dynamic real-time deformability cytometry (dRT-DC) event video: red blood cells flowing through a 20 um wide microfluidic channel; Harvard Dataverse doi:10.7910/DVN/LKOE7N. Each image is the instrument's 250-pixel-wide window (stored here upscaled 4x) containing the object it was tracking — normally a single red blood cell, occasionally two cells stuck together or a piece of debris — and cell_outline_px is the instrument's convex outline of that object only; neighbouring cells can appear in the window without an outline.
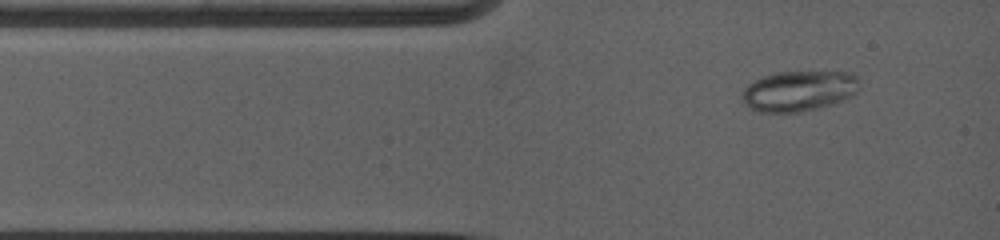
{"species": "common noctule bat (a hibernating species)", "species_latin": "Nyctalus noctula", "temperature_condition": "warm", "stored_images_in_passage": 33, "camera_frame_rate_fps": 5000, "um_per_image_px": 0.085, "animal": {"sex": "female", "body_mass_g": 19.0, "forearm_length_mm": 53.3}, "frame": {"image": 1, "passage_image": 1, "time_ms": 0.0, "image_size_px": [1000, 240], "cell_outline_px": [[856, 92], [852, 96], [844, 100], [832, 104], [800, 112], [760, 112], [744, 104], [740, 100], [740, 96], [744, 88], [748, 84], [764, 76], [776, 72], [848, 72], [856, 76]], "centroid_in_image_um": [67.84, 7.74], "position_along_channel_um": 17.2, "area_um2": 27.46}}
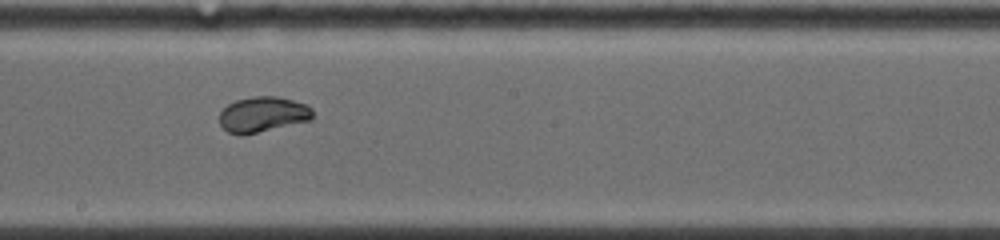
{"frame": {"image": 2, "passage_image": 16, "time_ms": 6.0, "image_size_px": [1000, 240], "cell_outline_px": [[312, 120], [244, 136], [240, 136], [228, 132], [220, 124], [220, 112], [228, 104], [236, 100], [256, 96], [276, 96], [308, 104], [312, 108]], "centroid_in_image_um": [22.35, 9.74], "position_along_channel_um": 225.9, "area_um2": 19.48}}
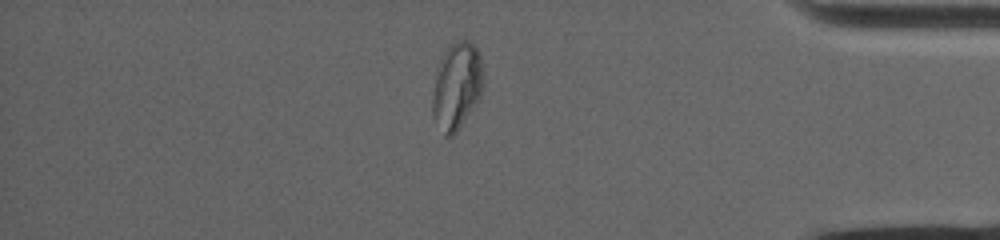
{"frame": {"image": 3, "passage_image": 30, "time_ms": 11.2, "image_size_px": [1000, 240], "cell_outline_px": [[484, 84], [480, 96], [456, 132], [452, 136], [444, 136], [432, 116], [432, 96], [440, 60], [448, 48], [456, 40], [468, 40], [476, 48], [480, 56]], "centroid_in_image_um": [38.82, 7.32], "position_along_channel_um": 396.4, "area_um2": 25.32}, "authors_computed_cell_mechanics": {"area_um2": 20.0566, "velocity_mm_per_s": 3.8747, "shape_relaxation_time_tau1_ms": 7.3912, "shape_relaxation_time_tau2_ms": null, "deformation_change_tau1": 0.1653, "deformation_change_tau2": null}}